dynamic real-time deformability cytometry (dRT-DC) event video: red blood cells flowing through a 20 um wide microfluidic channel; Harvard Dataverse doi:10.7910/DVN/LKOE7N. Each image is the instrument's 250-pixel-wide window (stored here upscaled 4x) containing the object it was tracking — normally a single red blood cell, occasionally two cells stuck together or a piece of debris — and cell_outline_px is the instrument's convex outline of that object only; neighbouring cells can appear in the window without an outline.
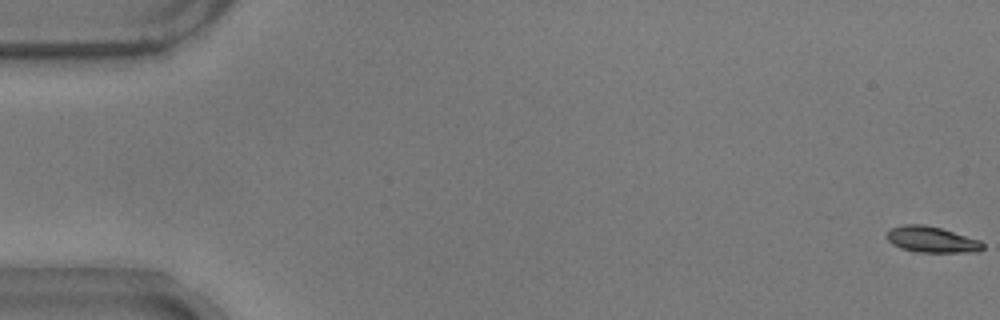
{"species": "common noctule bat (a hibernating species)", "species_latin": "Nyctalus noctula", "temperature_condition": "warm", "stored_images_in_passage": 44, "camera_frame_rate_fps": 3000, "um_per_image_px": 0.085, "animal": {"sex": "male", "body_mass_g": 17.9}, "frame": {"image": 1, "passage_image": 1, "time_ms": 0.0, "image_size_px": [1000, 320], "cell_outline_px": [[984, 248], [976, 252], [916, 252], [900, 248], [892, 244], [884, 236], [892, 228], [904, 224], [924, 224], [940, 228], [980, 240], [984, 244]], "centroid_in_image_um": [79.17, 20.36], "position_along_channel_um": 5.8, "area_um2": 14.57}}
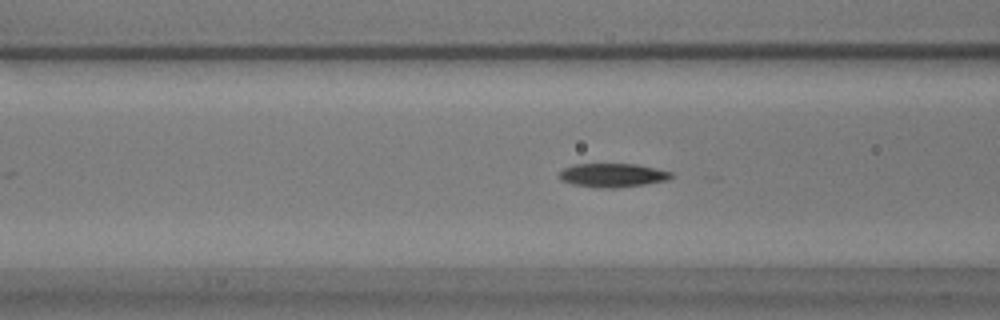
{"frame": {"image": 2, "passage_image": 22, "time_ms": 7.0, "image_size_px": [1000, 320], "cell_outline_px": [[672, 176], [668, 180], [644, 184], [616, 188], [608, 188], [576, 184], [560, 180], [560, 172], [564, 168], [576, 164], [636, 164], [656, 168], [672, 172]], "centroid_in_image_um": [52.11, 14.88], "position_along_channel_um": 114.5, "area_um2": 15.2}}
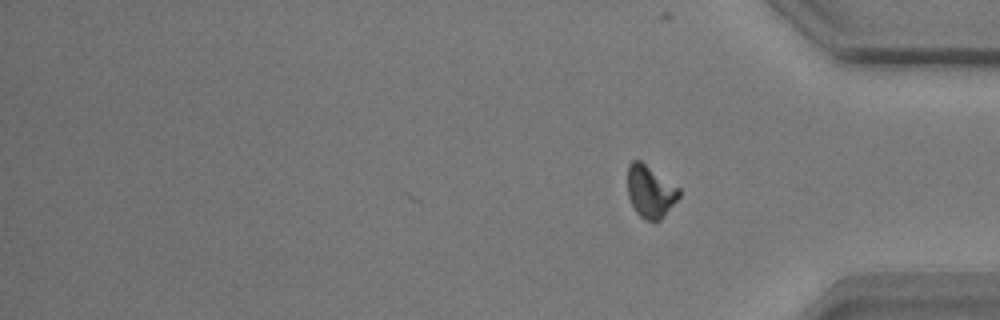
{"frame": {"image": 3, "passage_image": 44, "time_ms": 14.333, "image_size_px": [1000, 320], "cell_outline_px": [[680, 196], [660, 220], [656, 224], [652, 224], [644, 220], [636, 212], [628, 196], [628, 164], [632, 160], [640, 160], [680, 188]], "centroid_in_image_um": [55.27, 16.31], "position_along_channel_um": 379.9, "area_um2": 15.84}, "authors_computed_cell_mechanics": {"area_um2": 15.3748, "velocity_mm_per_s": 3.7306, "shape_relaxation_time_tau1_ms": 2.5344, "shape_relaxation_time_tau2_ms": 2.9273, "deformation_change_tau1": 0.1555, "deformation_change_tau2": 0.094}}